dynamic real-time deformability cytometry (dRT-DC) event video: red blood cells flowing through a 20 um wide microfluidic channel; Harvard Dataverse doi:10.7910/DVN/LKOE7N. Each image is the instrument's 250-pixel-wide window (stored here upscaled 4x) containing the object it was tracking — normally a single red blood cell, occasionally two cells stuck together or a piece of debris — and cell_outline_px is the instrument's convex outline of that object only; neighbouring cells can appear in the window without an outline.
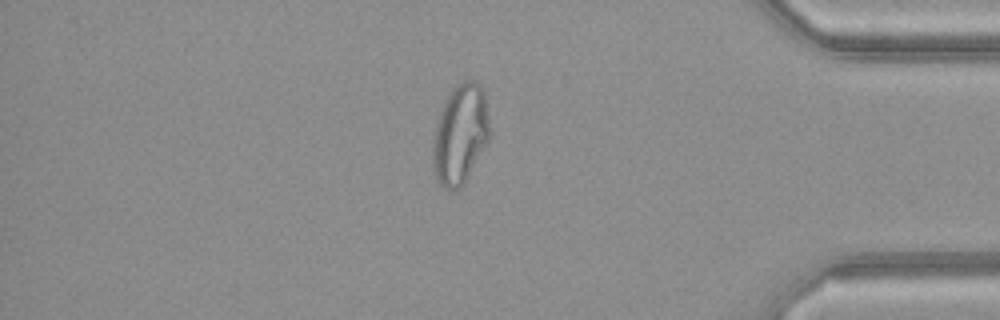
{"species": "common noctule bat (a hibernating species)", "species_latin": "Nyctalus noctula", "temperature_condition": "warm", "stored_images_in_passage": 47, "camera_frame_rate_fps": 3000, "um_per_image_px": 0.085, "animal": {"sex": "female", "body_mass_g": 21.9}, "frame": {"image": 1, "passage_image": 40, "time_ms": 13.0, "image_size_px": [1000, 320], "cell_outline_px": [[488, 140], [464, 184], [456, 192], [452, 192], [444, 188], [436, 180], [432, 168], [432, 136], [444, 100], [452, 88], [456, 84], [464, 80], [476, 80], [480, 84], [484, 92], [488, 120]], "centroid_in_image_um": [39.07, 11.44], "position_along_channel_um": 396.1, "area_um2": 33.35}}